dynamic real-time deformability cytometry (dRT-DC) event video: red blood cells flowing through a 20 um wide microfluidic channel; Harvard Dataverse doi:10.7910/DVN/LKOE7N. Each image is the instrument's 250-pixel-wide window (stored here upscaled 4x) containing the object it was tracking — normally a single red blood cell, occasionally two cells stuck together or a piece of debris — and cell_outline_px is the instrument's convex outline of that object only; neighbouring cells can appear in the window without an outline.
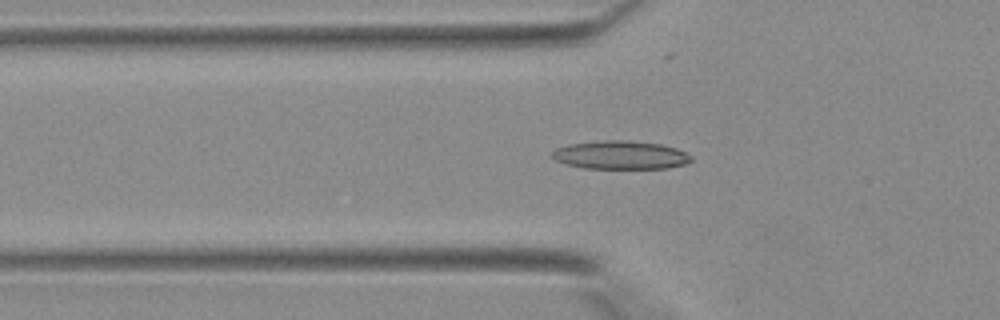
{"species": "Egyptian fruit bat (a non-hibernating species)", "species_latin": "Rousettus aegyptiacus", "temperature_condition": "warm", "stored_images_in_passage": 41, "camera_frame_rate_fps": 3000, "um_per_image_px": 0.085, "animal": {"sex": "female"}, "frame": {"image": 1, "passage_image": 14, "time_ms": 4.333, "image_size_px": [1000, 320], "cell_outline_px": [[692, 160], [688, 164], [668, 168], [584, 168], [568, 164], [556, 160], [552, 156], [552, 152], [556, 148], [568, 144], [600, 140], [628, 140], [660, 144], [676, 148], [692, 156]], "centroid_in_image_um": [52.77, 13.17], "position_along_channel_um": 73.0, "area_um2": 23.0}}
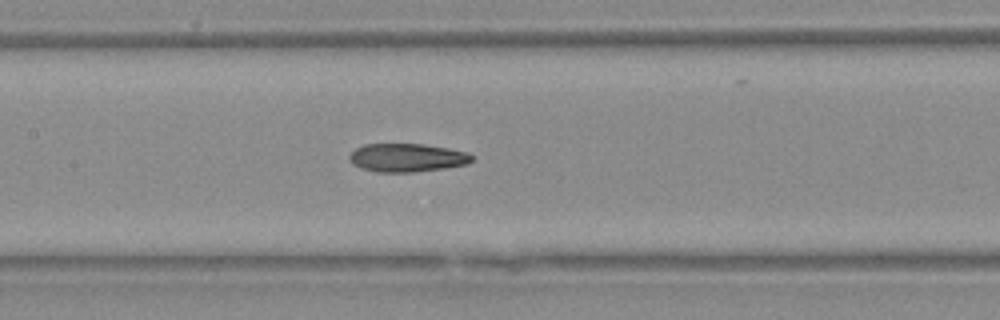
{"frame": {"image": 2, "passage_image": 20, "time_ms": 6.333, "image_size_px": [1000, 320], "cell_outline_px": [[472, 160], [464, 164], [444, 168], [412, 172], [376, 172], [360, 168], [352, 164], [348, 160], [348, 156], [356, 148], [364, 144], [424, 144], [448, 148], [468, 152], [472, 156]], "centroid_in_image_um": [34.54, 13.4], "position_along_channel_um": 172.9, "area_um2": 20.23}}
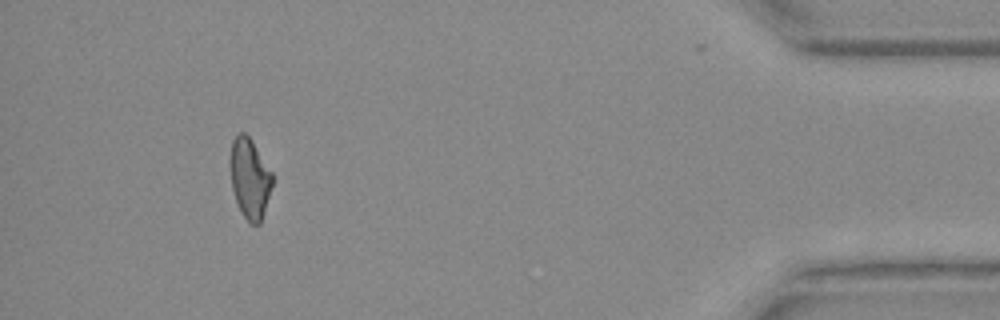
{"frame": {"image": 3, "passage_image": 38, "time_ms": 12.333, "image_size_px": [1000, 320], "cell_outline_px": [[276, 176], [260, 224], [252, 224], [240, 212], [232, 188], [232, 140], [240, 132], [244, 132], [252, 140]], "centroid_in_image_um": [21.3, 15.17], "position_along_channel_um": 413.9, "area_um2": 19.59}}